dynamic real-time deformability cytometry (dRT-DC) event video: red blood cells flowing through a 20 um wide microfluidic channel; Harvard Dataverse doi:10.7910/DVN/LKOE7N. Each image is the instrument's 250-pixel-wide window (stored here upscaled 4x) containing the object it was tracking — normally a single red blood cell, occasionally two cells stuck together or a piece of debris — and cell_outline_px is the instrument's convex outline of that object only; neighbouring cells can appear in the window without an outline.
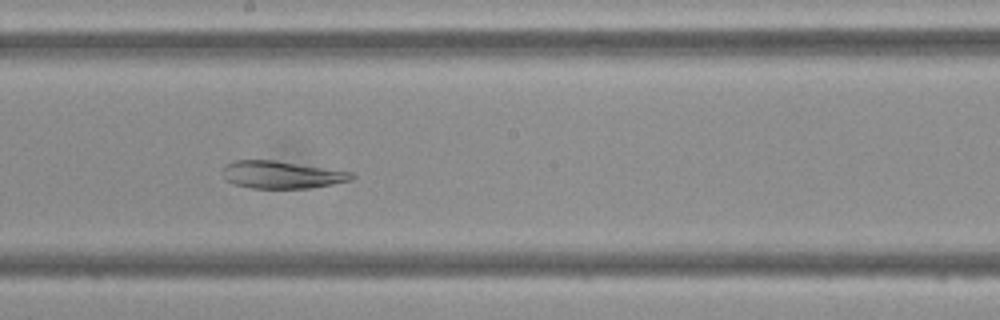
{"species": "Egyptian fruit bat (a non-hibernating species)", "species_latin": "Rousettus aegyptiacus", "temperature_condition": "cold", "stored_images_in_passage": 35, "camera_frame_rate_fps": 3000, "um_per_image_px": 0.085, "frame": {"image": 1, "passage_image": 14, "time_ms": 4.333, "image_size_px": [1000, 320], "cell_outline_px": [[356, 176], [352, 180], [332, 184], [308, 188], [252, 188], [236, 184], [224, 180], [224, 168], [232, 160], [276, 160], [352, 172]], "centroid_in_image_um": [23.96, 14.85], "position_along_channel_um": 224.2, "area_um2": 20.52}}
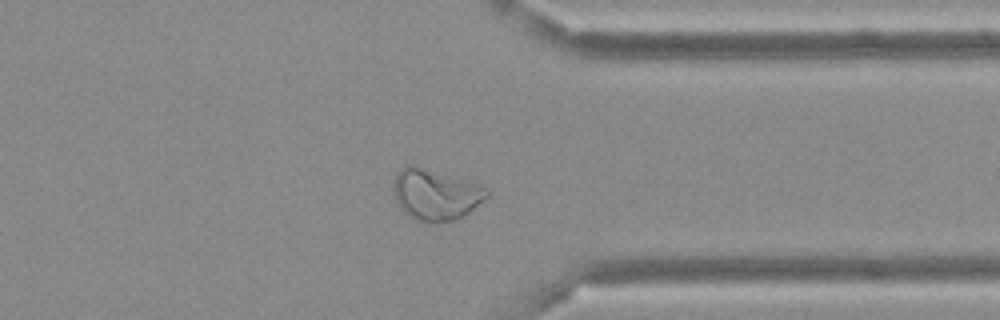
{"frame": {"image": 2, "passage_image": 25, "time_ms": 8.0, "image_size_px": [1000, 320], "cell_outline_px": [[488, 196], [484, 200], [468, 212], [456, 220], [436, 224], [432, 224], [408, 216], [404, 212], [396, 200], [396, 172], [400, 168], [408, 164], [416, 164], [468, 180], [484, 188], [488, 192]], "centroid_in_image_um": [37.03, 16.52], "position_along_channel_um": 374.4, "area_um2": 27.69}}
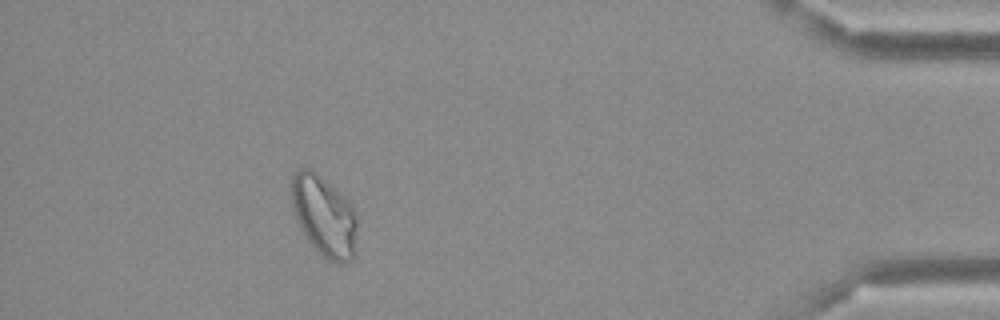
{"frame": {"image": 3, "passage_image": 31, "time_ms": 10.0, "image_size_px": [1000, 320], "cell_outline_px": [[356, 252], [352, 260], [344, 264], [336, 264], [328, 260], [308, 240], [296, 224], [288, 184], [292, 172], [300, 168], [312, 168], [332, 184], [344, 196], [352, 208], [356, 216]], "centroid_in_image_um": [27.5, 18.31], "position_along_channel_um": 407.7, "area_um2": 31.73}}